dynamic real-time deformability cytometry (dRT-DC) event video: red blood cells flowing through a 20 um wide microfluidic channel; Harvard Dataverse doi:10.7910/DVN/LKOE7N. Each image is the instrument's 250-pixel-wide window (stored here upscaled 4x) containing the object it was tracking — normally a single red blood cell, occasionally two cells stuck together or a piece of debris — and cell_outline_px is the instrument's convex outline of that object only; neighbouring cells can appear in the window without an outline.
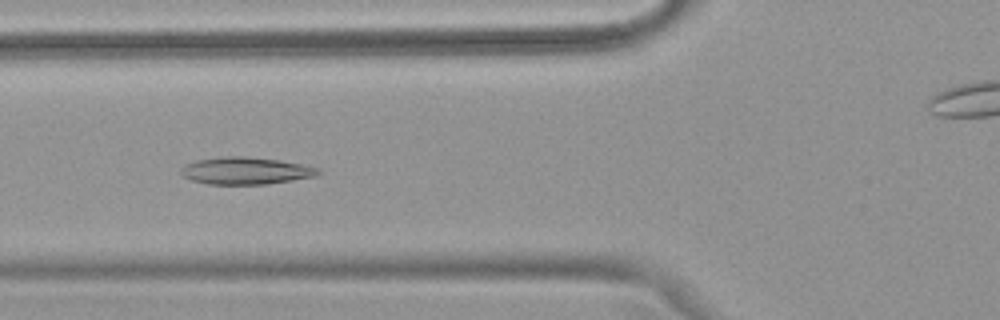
{"species": "common noctule bat (a hibernating species)", "species_latin": "Nyctalus noctula", "temperature_condition": "warm", "stored_images_in_passage": 51, "camera_frame_rate_fps": 3000, "um_per_image_px": 0.085, "animal": {"sex": "female", "body_mass_g": 18.4}, "frame": {"image": 1, "passage_image": 19, "time_ms": 6.0, "image_size_px": [1000, 320], "cell_outline_px": [[320, 172], [316, 176], [268, 184], [208, 184], [192, 180], [184, 176], [180, 172], [180, 168], [184, 164], [196, 160], [224, 156], [244, 156], [280, 160], [320, 168]], "centroid_in_image_um": [20.86, 14.51], "position_along_channel_um": 104.9, "area_um2": 21.73}}
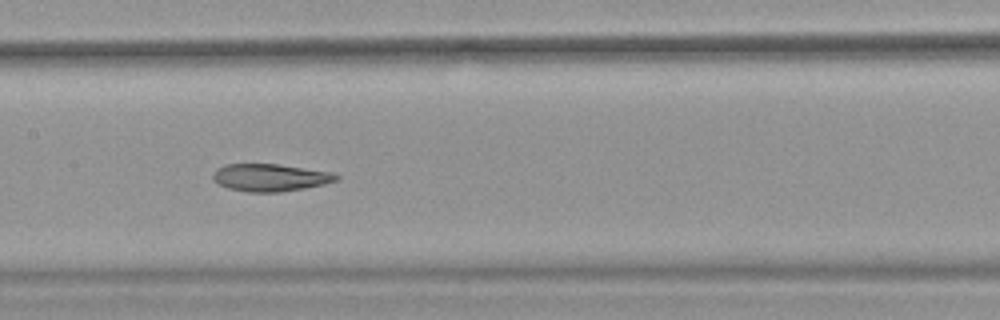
{"frame": {"image": 2, "passage_image": 25, "time_ms": 8.0, "image_size_px": [1000, 320], "cell_outline_px": [[340, 176], [336, 180], [324, 184], [304, 188], [280, 192], [248, 192], [228, 188], [212, 180], [212, 172], [216, 168], [224, 164], [276, 164], [332, 172]], "centroid_in_image_um": [22.92, 15.09], "position_along_channel_um": 184.5, "area_um2": 19.71}}
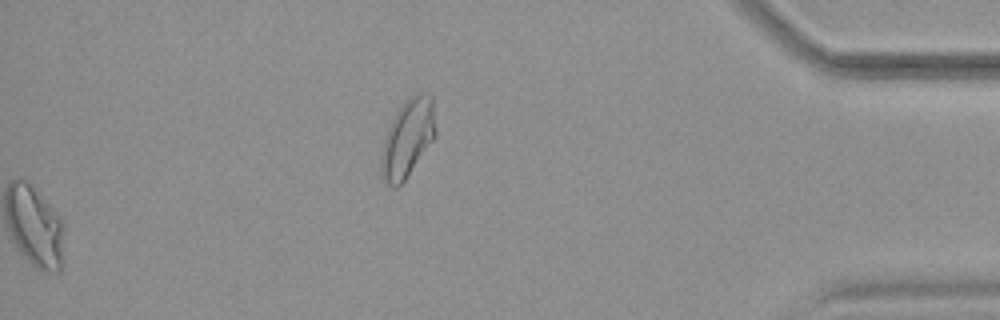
{"frame": {"image": 3, "passage_image": 51, "time_ms": 16.667, "image_size_px": [1000, 320], "cell_outline_px": [[436, 136], [404, 180], [396, 188], [392, 188], [380, 180], [380, 156], [384, 136], [396, 112], [408, 96], [420, 92], [424, 92], [432, 96], [436, 128]], "centroid_in_image_um": [34.62, 11.76], "position_along_channel_um": 400.6, "area_um2": 25.09}, "authors_computed_cell_mechanics": {"area_um2": 22.7732, "velocity_mm_per_s": 3.9802, "shape_relaxation_time_tau1_ms": null, "shape_relaxation_time_tau2_ms": 2.6855, "deformation_change_tau1": null, "deformation_change_tau2": 0.0876}}